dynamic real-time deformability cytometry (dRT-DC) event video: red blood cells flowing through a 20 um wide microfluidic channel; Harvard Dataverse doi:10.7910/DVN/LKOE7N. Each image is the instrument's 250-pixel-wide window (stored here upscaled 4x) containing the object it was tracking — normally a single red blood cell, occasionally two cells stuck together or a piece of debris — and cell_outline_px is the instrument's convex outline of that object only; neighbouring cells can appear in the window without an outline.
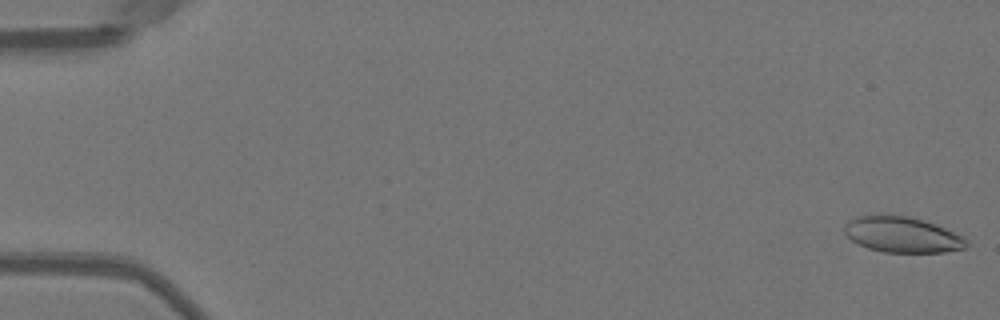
{"species": "Egyptian fruit bat (a non-hibernating species)", "species_latin": "Rousettus aegyptiacus", "temperature_condition": "warm", "stored_images_in_passage": 16, "camera_frame_rate_fps": 3000, "um_per_image_px": 0.085, "animal": {"sex": "female"}, "frame": {"image": 1, "passage_image": 1, "time_ms": 0.0, "image_size_px": [1000, 320], "cell_outline_px": [[968, 244], [964, 248], [944, 252], [884, 252], [868, 248], [852, 240], [844, 232], [844, 224], [848, 220], [856, 216], [908, 216], [924, 220], [936, 224], [964, 236], [968, 240]], "centroid_in_image_um": [76.72, 19.95], "position_along_channel_um": 8.3, "area_um2": 25.2}}
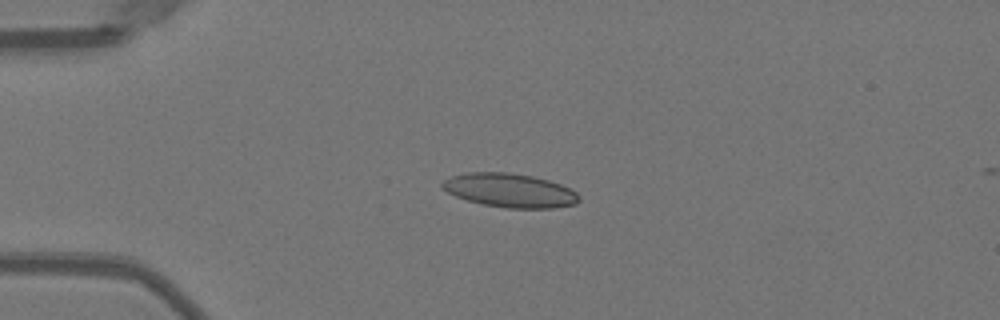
{"frame": {"image": 2, "passage_image": 13, "time_ms": 4.0, "image_size_px": [1000, 320], "cell_outline_px": [[580, 200], [576, 204], [552, 208], [504, 208], [484, 204], [468, 200], [456, 196], [440, 188], [440, 184], [444, 180], [452, 176], [468, 172], [508, 172], [532, 176], [548, 180], [560, 184], [576, 192], [580, 196]], "centroid_in_image_um": [43.33, 16.18], "position_along_channel_um": 41.7, "area_um2": 26.93}}